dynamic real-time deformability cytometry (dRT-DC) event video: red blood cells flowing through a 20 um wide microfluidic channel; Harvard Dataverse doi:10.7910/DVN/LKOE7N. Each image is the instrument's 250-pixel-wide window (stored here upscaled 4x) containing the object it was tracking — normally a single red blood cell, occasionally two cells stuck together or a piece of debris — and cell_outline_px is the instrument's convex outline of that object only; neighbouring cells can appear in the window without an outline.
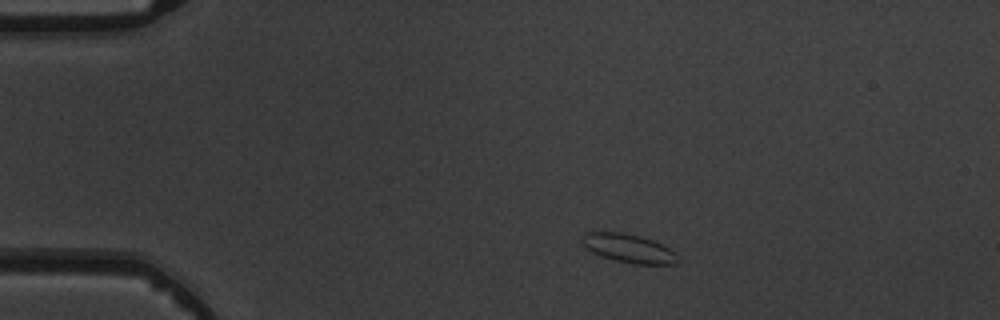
{"species": "common noctule bat (a hibernating species)", "species_latin": "Nyctalus noctula", "temperature_condition": "warm", "stored_images_in_passage": 5, "camera_frame_rate_fps": 3000, "um_per_image_px": 0.085, "animal": {"sex": "male", "body_mass_g": 19.5, "forearm_length_mm": 54.6}, "frame": {"image": 1, "passage_image": 1, "time_ms": 0.0, "image_size_px": [1000, 320], "cell_outline_px": [[680, 260], [676, 264], [632, 264], [600, 256], [584, 248], [580, 240], [584, 232], [620, 232], [640, 236], [652, 240], [668, 248]], "centroid_in_image_um": [53.36, 21.11], "position_along_channel_um": 31.6, "area_um2": 15.95}}
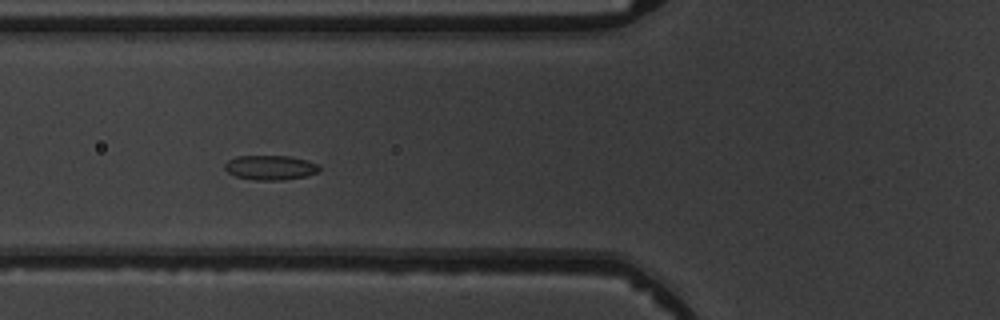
{"frame": {"image": 2, "passage_image": 4, "time_ms": 3.333, "image_size_px": [1000, 320], "cell_outline_px": [[320, 172], [304, 176], [284, 180], [252, 180], [236, 176], [228, 172], [224, 168], [224, 164], [228, 160], [236, 156], [288, 156], [308, 160], [320, 164]], "centroid_in_image_um": [23.0, 14.24], "position_along_channel_um": 102.8, "area_um2": 13.7}}
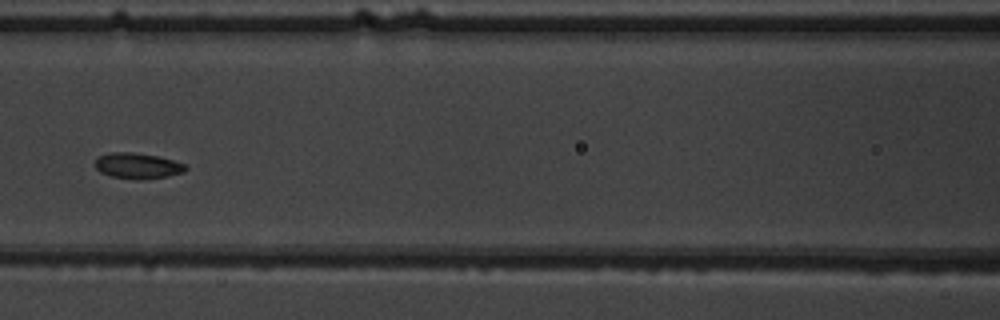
{"frame": {"image": 3, "passage_image": 5, "time_ms": 4.667, "image_size_px": [1000, 320], "cell_outline_px": [[188, 168], [184, 172], [168, 176], [140, 180], [112, 176], [100, 172], [96, 168], [96, 156], [112, 152], [132, 152], [156, 156], [172, 160], [184, 164]], "centroid_in_image_um": [11.68, 14.09], "position_along_channel_um": 154.9, "area_um2": 13.47}}